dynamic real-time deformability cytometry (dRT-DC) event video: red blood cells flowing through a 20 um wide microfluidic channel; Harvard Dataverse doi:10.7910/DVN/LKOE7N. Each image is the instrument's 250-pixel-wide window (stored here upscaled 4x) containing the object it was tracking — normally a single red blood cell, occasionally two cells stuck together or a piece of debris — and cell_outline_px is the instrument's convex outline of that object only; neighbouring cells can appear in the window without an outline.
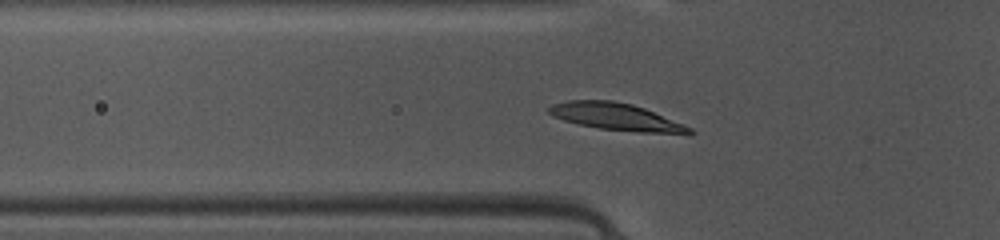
{"species": "common noctule bat (a hibernating species)", "species_latin": "Nyctalus noctula", "temperature_condition": "warm", "stored_images_in_passage": 42, "camera_frame_rate_fps": 3000, "um_per_image_px": 0.085, "animal": {"sex": "female", "body_mass_g": 10.0, "forearm_length_mm": 53.1}, "frame": {"image": 1, "passage_image": 14, "time_ms": 4.333, "image_size_px": [1000, 240], "cell_outline_px": [[696, 132], [688, 136], [640, 132], [600, 128], [580, 124], [564, 120], [552, 116], [548, 112], [548, 108], [552, 104], [568, 100], [612, 100], [632, 104], [644, 108], [684, 124], [692, 128]], "centroid_in_image_um": [52.48, 9.95], "position_along_channel_um": 73.3, "area_um2": 22.48}}
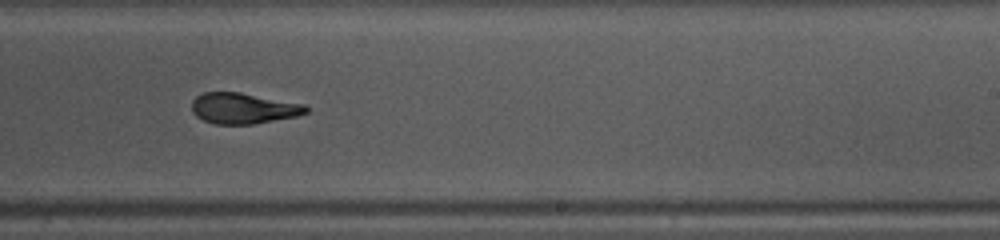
{"frame": {"image": 2, "passage_image": 28, "time_ms": 9.0, "image_size_px": [1000, 240], "cell_outline_px": [[308, 112], [296, 116], [252, 124], [212, 124], [196, 116], [192, 112], [192, 100], [196, 96], [204, 92], [240, 92], [304, 104], [308, 108]], "centroid_in_image_um": [20.65, 9.2], "position_along_channel_um": 268.3, "area_um2": 20.46}}
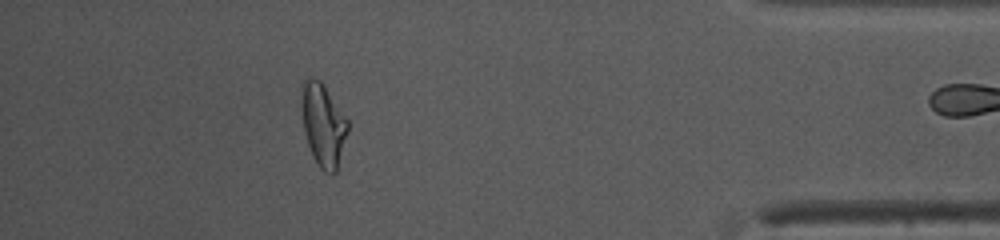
{"frame": {"image": 3, "passage_image": 41, "time_ms": 13.333, "image_size_px": [1000, 240], "cell_outline_px": [[348, 132], [336, 172], [324, 172], [320, 168], [312, 156], [304, 132], [300, 108], [300, 84], [308, 76], [312, 76], [320, 80], [348, 120]], "centroid_in_image_um": [27.42, 10.55], "position_along_channel_um": 407.8, "area_um2": 22.6}}